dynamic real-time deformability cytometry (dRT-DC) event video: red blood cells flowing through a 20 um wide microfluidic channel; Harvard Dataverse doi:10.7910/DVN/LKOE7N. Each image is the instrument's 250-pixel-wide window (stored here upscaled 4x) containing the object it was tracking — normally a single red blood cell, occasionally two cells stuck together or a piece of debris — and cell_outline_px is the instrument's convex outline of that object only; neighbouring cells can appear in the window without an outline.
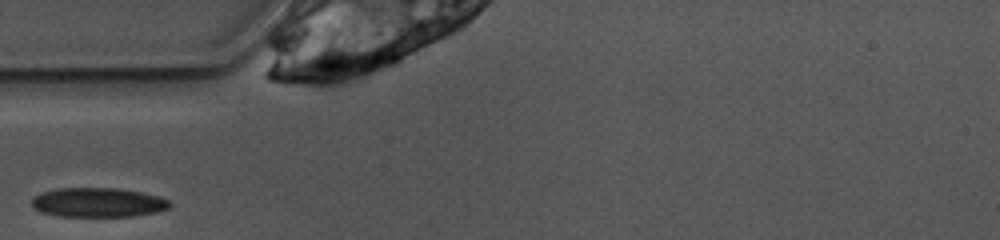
{"species": "common noctule bat (a hibernating species)", "species_latin": "Nyctalus noctula", "temperature_condition": "warm", "stored_images_in_passage": 22, "camera_frame_rate_fps": 3000, "um_per_image_px": 0.085, "animal": {"sex": "female", "body_mass_g": 10.0, "forearm_length_mm": 53.1}, "frame": {"image": 1, "passage_image": 1, "time_ms": 0.0, "image_size_px": [1000, 240], "cell_outline_px": [[172, 204], [168, 208], [156, 212], [132, 216], [60, 216], [40, 212], [32, 208], [32, 200], [36, 196], [44, 192], [56, 188], [116, 188], [140, 192], [160, 196], [168, 200]], "centroid_in_image_um": [8.33, 17.21], "position_along_channel_um": 76.7, "area_um2": 23.52}}
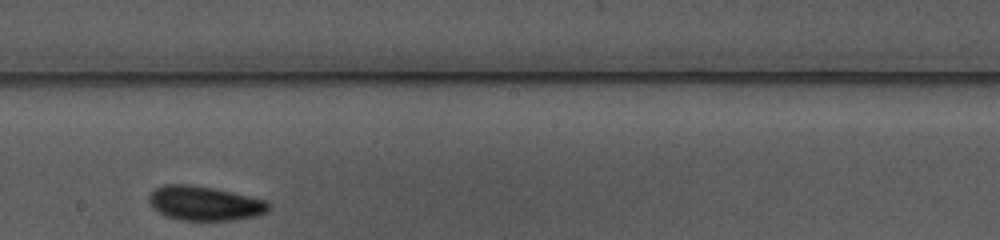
{"frame": {"image": 2, "passage_image": 13, "time_ms": 4.0, "image_size_px": [1000, 240], "cell_outline_px": [[272, 208], [268, 212], [256, 216], [236, 220], [180, 220], [164, 216], [156, 212], [152, 208], [148, 200], [148, 196], [156, 188], [164, 184], [192, 184], [216, 188], [268, 200]], "centroid_in_image_um": [17.41, 17.28], "position_along_channel_um": 230.8, "area_um2": 24.57}}
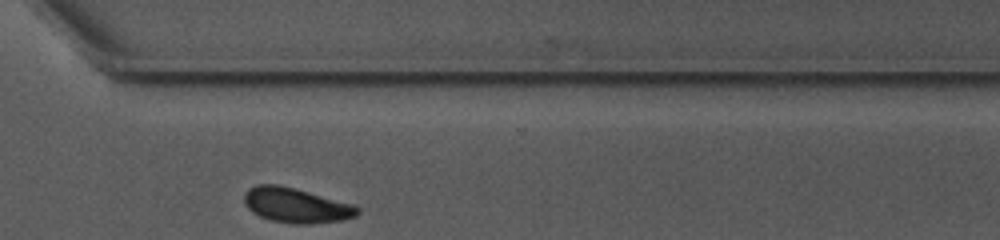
{"frame": {"image": 3, "passage_image": 22, "time_ms": 7.0, "image_size_px": [1000, 240], "cell_outline_px": [[360, 212], [356, 216], [344, 220], [312, 224], [296, 224], [272, 220], [260, 216], [252, 212], [244, 204], [244, 192], [248, 188], [256, 184], [276, 184], [308, 192], [352, 204], [360, 208]], "centroid_in_image_um": [25.15, 17.46], "position_along_channel_um": 345.4, "area_um2": 22.95}}